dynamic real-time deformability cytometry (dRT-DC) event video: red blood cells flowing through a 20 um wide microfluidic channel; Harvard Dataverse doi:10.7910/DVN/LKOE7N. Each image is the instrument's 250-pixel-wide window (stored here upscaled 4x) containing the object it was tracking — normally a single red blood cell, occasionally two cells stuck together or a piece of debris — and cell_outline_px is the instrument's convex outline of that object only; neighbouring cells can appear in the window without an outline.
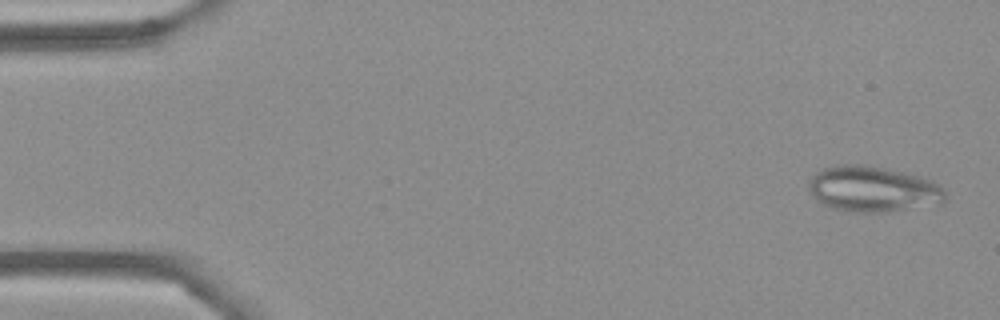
{"species": "Egyptian fruit bat (a non-hibernating species)", "species_latin": "Rousettus aegyptiacus", "temperature_condition": "cold", "stored_images_in_passage": 54, "camera_frame_rate_fps": 3000, "um_per_image_px": 0.085, "frame": {"image": 1, "passage_image": 2, "time_ms": 0.333, "image_size_px": [1000, 320], "cell_outline_px": [[944, 200], [940, 204], [884, 212], [844, 212], [820, 204], [808, 188], [808, 180], [816, 172], [824, 168], [836, 164], [868, 164], [904, 172], [920, 176], [932, 180], [940, 184], [944, 188]], "centroid_in_image_um": [74.17, 16.06], "position_along_channel_um": 10.8, "area_um2": 36.88}}
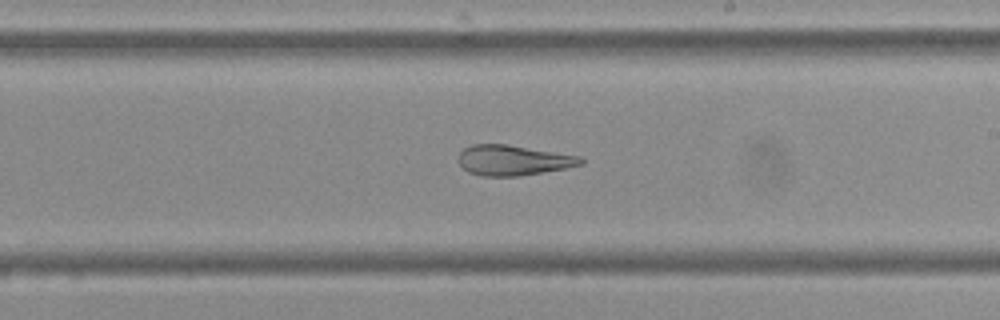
{"frame": {"image": 2, "passage_image": 31, "time_ms": 10.0, "image_size_px": [1000, 320], "cell_outline_px": [[584, 164], [564, 168], [520, 176], [480, 176], [468, 172], [456, 160], [460, 152], [464, 148], [472, 144], [508, 144], [580, 156], [584, 160]], "centroid_in_image_um": [43.59, 13.62], "position_along_channel_um": 245.4, "area_um2": 21.68}}
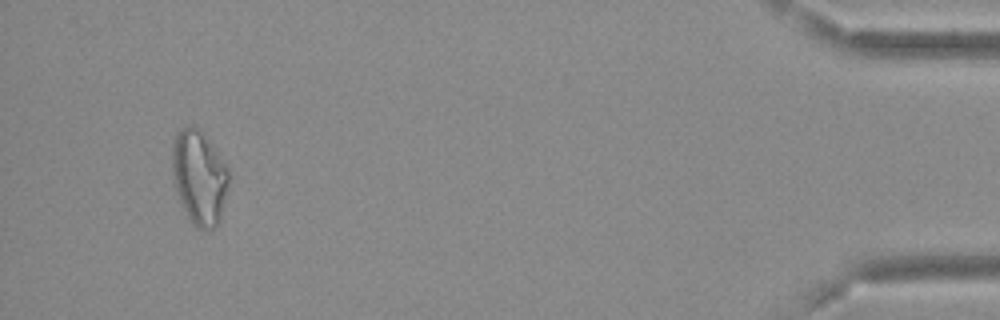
{"frame": {"image": 3, "passage_image": 51, "time_ms": 16.667, "image_size_px": [1000, 320], "cell_outline_px": [[228, 184], [220, 220], [212, 228], [196, 228], [188, 216], [176, 192], [172, 172], [172, 144], [176, 136], [184, 128], [192, 124], [200, 128], [204, 132], [224, 160], [228, 168]], "centroid_in_image_um": [16.94, 15.02], "position_along_channel_um": 418.3, "area_um2": 30.92}, "authors_computed_cell_mechanics": {"area_um2": 27.6573, "velocity_mm_per_s": 3.7001, "shape_relaxation_time_tau1_ms": null, "shape_relaxation_time_tau2_ms": 3.6258, "deformation_change_tau1": null, "deformation_change_tau2": 0.1234}}